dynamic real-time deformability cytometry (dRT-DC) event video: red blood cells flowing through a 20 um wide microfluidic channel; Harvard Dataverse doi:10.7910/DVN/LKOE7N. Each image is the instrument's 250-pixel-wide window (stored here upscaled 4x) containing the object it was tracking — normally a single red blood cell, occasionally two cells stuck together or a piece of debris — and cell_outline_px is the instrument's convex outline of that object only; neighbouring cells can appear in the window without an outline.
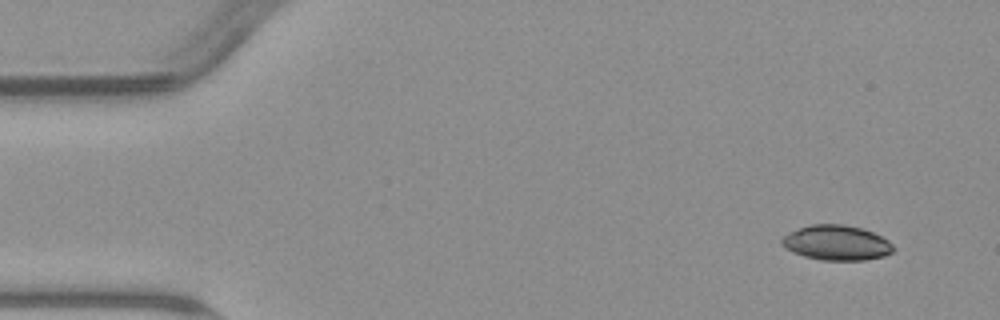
{"species": "common noctule bat (a hibernating species)", "species_latin": "Nyctalus noctula", "temperature_condition": "warm", "stored_images_in_passage": 4, "camera_frame_rate_fps": 3000, "um_per_image_px": 0.085, "animal": {"sex": "male", "body_mass_g": 23.1, "forearm_length_mm": 52.7}, "frame": {"image": 1, "passage_image": 1, "time_ms": 0.0, "image_size_px": [1000, 320], "cell_outline_px": [[896, 248], [892, 252], [884, 256], [864, 260], [820, 260], [804, 256], [792, 252], [784, 248], [780, 244], [780, 240], [788, 232], [812, 224], [844, 224], [864, 228], [888, 240]], "centroid_in_image_um": [71.09, 20.63], "position_along_channel_um": 13.9, "area_um2": 22.95}}
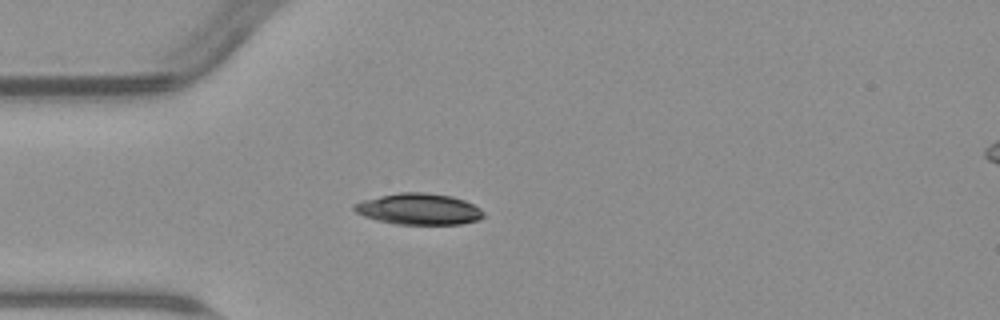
{"frame": {"image": 2, "passage_image": 4, "time_ms": 3.667, "image_size_px": [1000, 320], "cell_outline_px": [[484, 216], [480, 220], [460, 224], [396, 224], [376, 220], [364, 216], [356, 212], [352, 208], [352, 204], [364, 200], [380, 196], [400, 192], [424, 192], [452, 196], [464, 200], [480, 208], [484, 212]], "centroid_in_image_um": [35.61, 17.77], "position_along_channel_um": 49.4, "area_um2": 23.58}}